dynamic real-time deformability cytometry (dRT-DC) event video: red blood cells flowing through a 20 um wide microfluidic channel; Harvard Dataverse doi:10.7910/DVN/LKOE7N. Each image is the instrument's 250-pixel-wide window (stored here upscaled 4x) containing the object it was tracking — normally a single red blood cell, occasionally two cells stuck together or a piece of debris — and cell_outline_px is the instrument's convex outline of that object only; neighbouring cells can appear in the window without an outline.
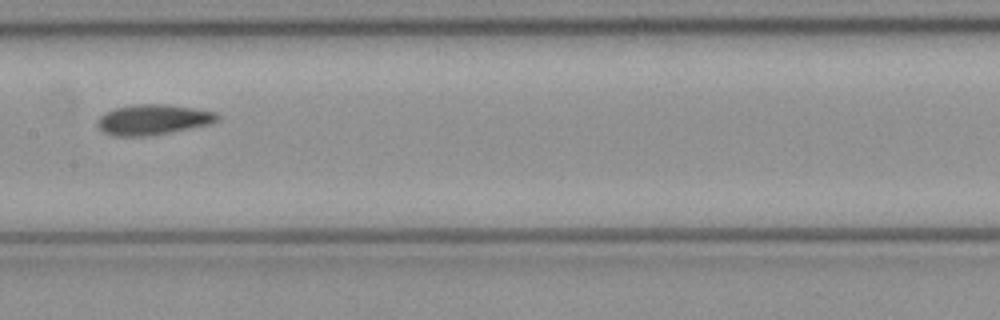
{"species": "common noctule bat (a hibernating species)", "species_latin": "Nyctalus noctula", "temperature_condition": "cold", "stored_images_in_passage": 7, "camera_frame_rate_fps": 3000, "um_per_image_px": 0.085, "animal": {"sex": "female", "body_mass_g": 21.9}, "frame": {"image": 1, "passage_image": 7, "time_ms": 2.0, "image_size_px": [1000, 320], "cell_outline_px": [[220, 116], [212, 124], [172, 132], [148, 136], [112, 136], [104, 132], [96, 124], [100, 116], [104, 112], [112, 108], [132, 104], [168, 104], [216, 112]], "centroid_in_image_um": [12.99, 10.16], "position_along_channel_um": 194.4, "area_um2": 21.44}}